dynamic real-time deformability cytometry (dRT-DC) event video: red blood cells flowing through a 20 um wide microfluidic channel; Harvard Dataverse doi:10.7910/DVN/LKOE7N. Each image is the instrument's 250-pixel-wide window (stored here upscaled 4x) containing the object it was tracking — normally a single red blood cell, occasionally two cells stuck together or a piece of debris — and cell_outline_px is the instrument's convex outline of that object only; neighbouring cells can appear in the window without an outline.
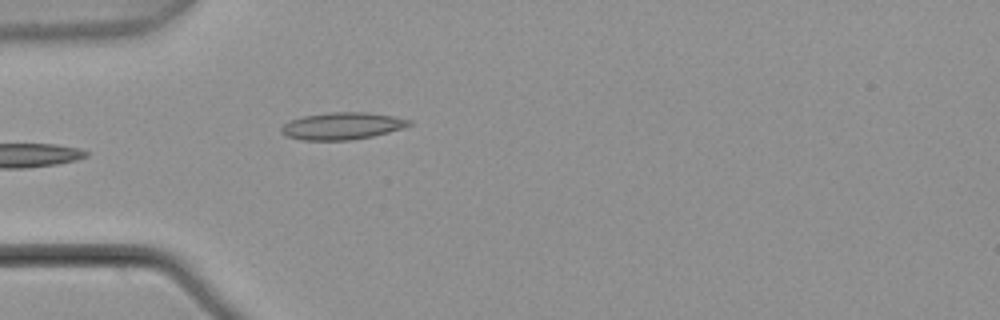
{"species": "common noctule bat (a hibernating species)", "species_latin": "Nyctalus noctula", "temperature_condition": "warm", "stored_images_in_passage": 1, "camera_frame_rate_fps": 3000, "um_per_image_px": 0.085, "animal": {"sex": "male", "body_mass_g": 21.5, "forearm_length_mm": 52.0}, "frame": {"image": 1, "passage_image": 1, "time_ms": 0.0, "image_size_px": [1000, 320], "cell_outline_px": [[412, 124], [388, 132], [372, 136], [352, 140], [304, 140], [288, 136], [280, 132], [280, 128], [284, 124], [292, 120], [304, 116], [332, 112], [368, 112], [392, 116], [412, 120]], "centroid_in_image_um": [29.09, 10.7], "position_along_channel_um": 55.9, "area_um2": 19.94}}